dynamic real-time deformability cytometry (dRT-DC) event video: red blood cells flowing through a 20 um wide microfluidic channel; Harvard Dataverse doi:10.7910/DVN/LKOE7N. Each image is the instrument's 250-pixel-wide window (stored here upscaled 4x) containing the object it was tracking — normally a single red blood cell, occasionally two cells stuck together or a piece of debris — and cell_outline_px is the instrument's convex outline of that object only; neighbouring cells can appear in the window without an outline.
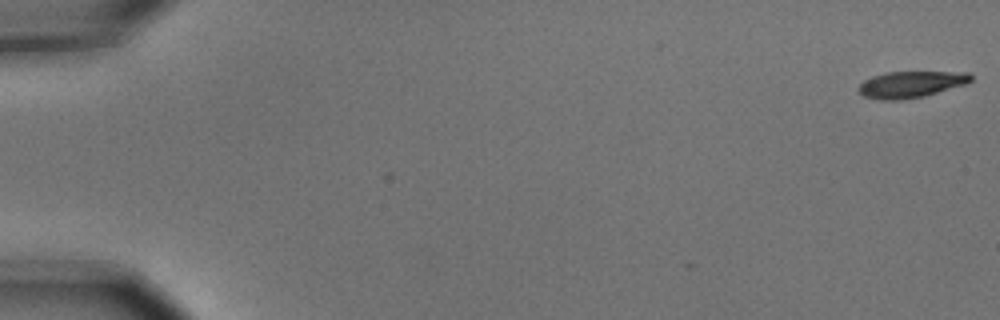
{"species": "common noctule bat (a hibernating species)", "species_latin": "Nyctalus noctula", "temperature_condition": "cold", "stored_images_in_passage": 7, "camera_frame_rate_fps": 3000, "um_per_image_px": 0.085, "animal": {"sex": "male", "body_mass_g": 15.6}, "frame": {"image": 1, "passage_image": 1, "time_ms": 0.0, "image_size_px": [1000, 320], "cell_outline_px": [[972, 80], [964, 84], [924, 96], [900, 100], [880, 100], [864, 96], [856, 88], [864, 80], [872, 76], [884, 72], [968, 72], [972, 76]], "centroid_in_image_um": [77.38, 7.17], "position_along_channel_um": 7.6, "area_um2": 17.22}}
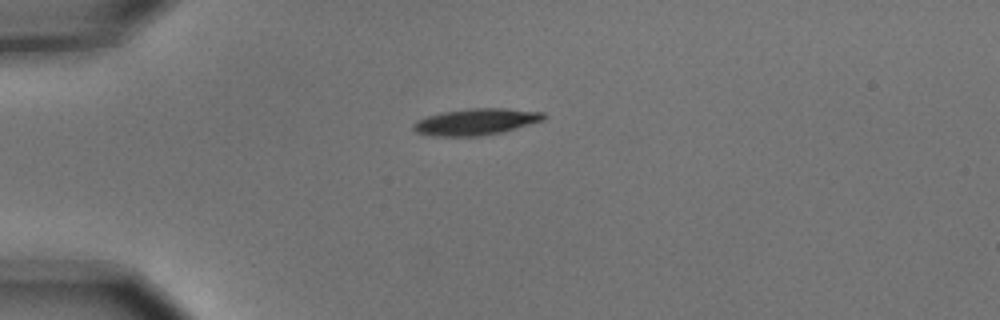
{"frame": {"image": 2, "passage_image": 5, "time_ms": 1.333, "image_size_px": [1000, 320], "cell_outline_px": [[548, 116], [544, 120], [516, 128], [500, 132], [480, 136], [436, 136], [416, 132], [412, 128], [412, 124], [416, 120], [440, 112], [468, 108], [508, 108], [544, 112]], "centroid_in_image_um": [40.46, 10.33], "position_along_channel_um": 44.5, "area_um2": 20.23}}
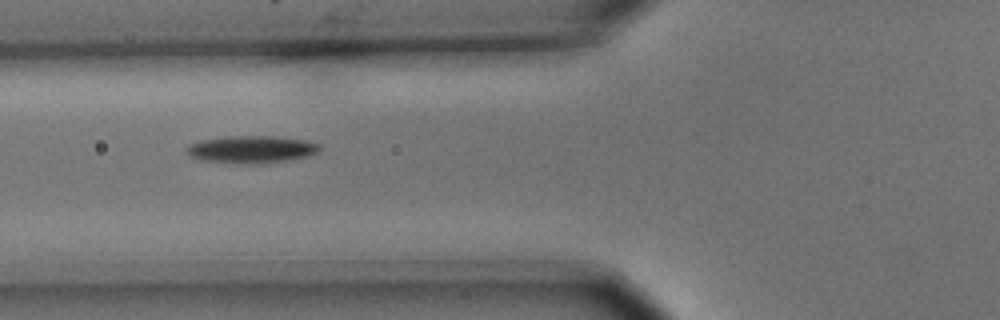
{"frame": {"image": 3, "passage_image": 7, "time_ms": 2.0, "image_size_px": [1000, 320], "cell_outline_px": [[324, 148], [320, 152], [308, 156], [292, 160], [260, 164], [240, 164], [200, 160], [188, 156], [184, 152], [184, 148], [188, 144], [200, 140], [228, 136], [272, 136], [304, 140], [320, 144]], "centroid_in_image_um": [21.36, 12.71], "position_along_channel_um": 104.4, "area_um2": 21.85}}